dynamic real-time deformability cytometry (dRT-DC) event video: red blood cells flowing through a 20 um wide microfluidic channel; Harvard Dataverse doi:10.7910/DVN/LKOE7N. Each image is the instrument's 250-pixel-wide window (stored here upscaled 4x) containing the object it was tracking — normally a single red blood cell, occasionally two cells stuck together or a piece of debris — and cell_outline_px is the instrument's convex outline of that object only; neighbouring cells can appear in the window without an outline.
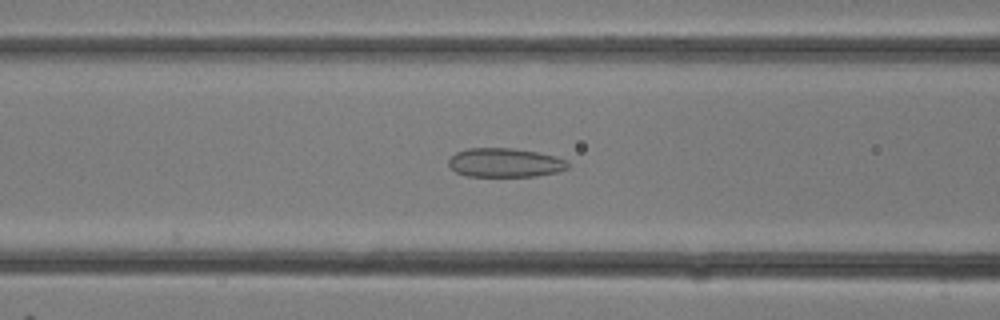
{"species": "common noctule bat (a hibernating species)", "species_latin": "Nyctalus noctula", "temperature_condition": "room temperature", "stored_images_in_passage": 22, "camera_frame_rate_fps": 3000, "um_per_image_px": 0.085, "animal": {"sex": "female"}, "frame": {"image": 1, "passage_image": 6, "time_ms": 1.667, "image_size_px": [1000, 320], "cell_outline_px": [[568, 168], [556, 172], [536, 176], [464, 176], [456, 172], [448, 164], [448, 160], [456, 152], [468, 148], [512, 148], [536, 152], [556, 156], [568, 160]], "centroid_in_image_um": [42.92, 13.82], "position_along_channel_um": 123.7, "area_um2": 20.17}}
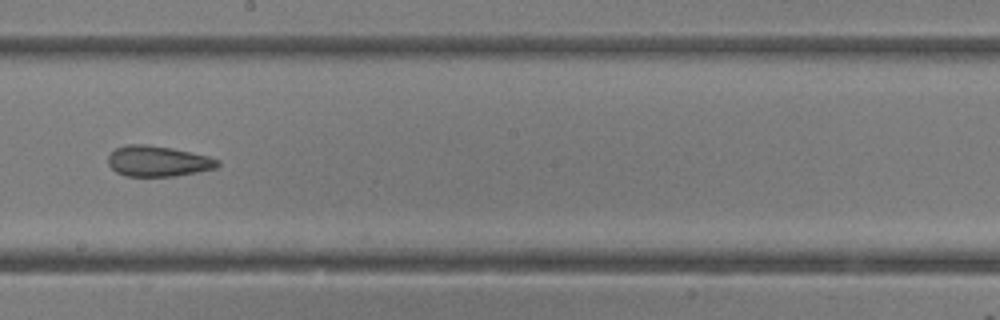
{"frame": {"image": 2, "passage_image": 11, "time_ms": 3.333, "image_size_px": [1000, 320], "cell_outline_px": [[220, 164], [216, 168], [196, 172], [172, 176], [124, 176], [116, 172], [108, 164], [108, 156], [116, 148], [128, 144], [144, 144], [172, 148], [208, 156], [220, 160]], "centroid_in_image_um": [13.41, 13.7], "position_along_channel_um": 234.8, "area_um2": 19.48}}
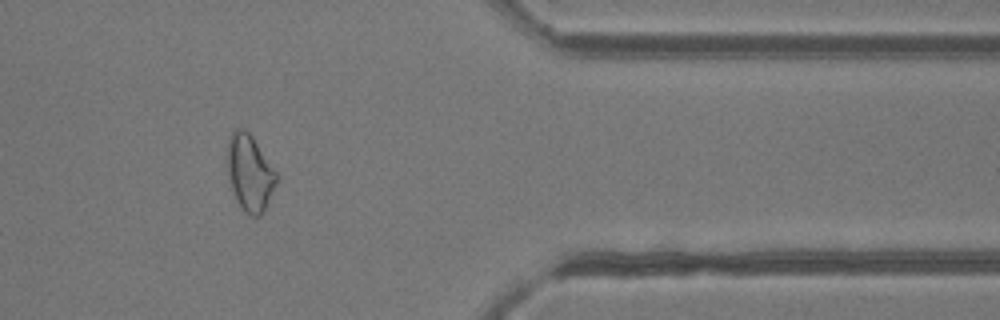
{"frame": {"image": 3, "passage_image": 19, "time_ms": 6.0, "image_size_px": [1000, 320], "cell_outline_px": [[276, 184], [264, 212], [260, 216], [252, 216], [244, 212], [236, 200], [228, 180], [228, 136], [236, 128], [244, 128], [252, 136], [276, 172]], "centroid_in_image_um": [21.21, 14.71], "position_along_channel_um": 390.2, "area_um2": 21.73}}